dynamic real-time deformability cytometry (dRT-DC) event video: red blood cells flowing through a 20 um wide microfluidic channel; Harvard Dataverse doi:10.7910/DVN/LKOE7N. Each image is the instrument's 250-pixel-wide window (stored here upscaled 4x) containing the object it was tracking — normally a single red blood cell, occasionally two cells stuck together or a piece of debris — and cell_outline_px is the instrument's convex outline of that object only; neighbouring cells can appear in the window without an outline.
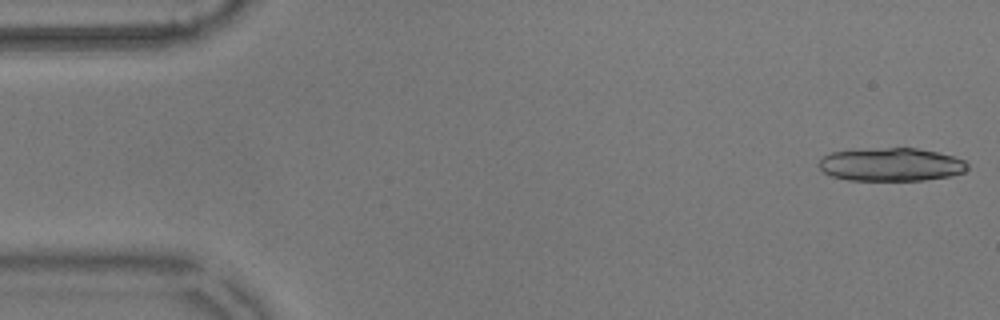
{"species": "common noctule bat (a hibernating species)", "species_latin": "Nyctalus noctula", "temperature_condition": "warm", "stored_images_in_passage": 54, "camera_frame_rate_fps": 3000, "um_per_image_px": 0.085, "animal": {"sex": "male", "body_mass_g": 17.9}, "frame": {"image": 1, "passage_image": 1, "time_ms": 0.0, "image_size_px": [1000, 320], "cell_outline_px": [[968, 168], [964, 172], [948, 176], [924, 180], [848, 180], [832, 176], [824, 172], [816, 164], [824, 156], [832, 152], [884, 148], [916, 148], [936, 152], [952, 156], [964, 160], [968, 164]], "centroid_in_image_um": [75.74, 13.99], "position_along_channel_um": 9.3, "area_um2": 28.5}}
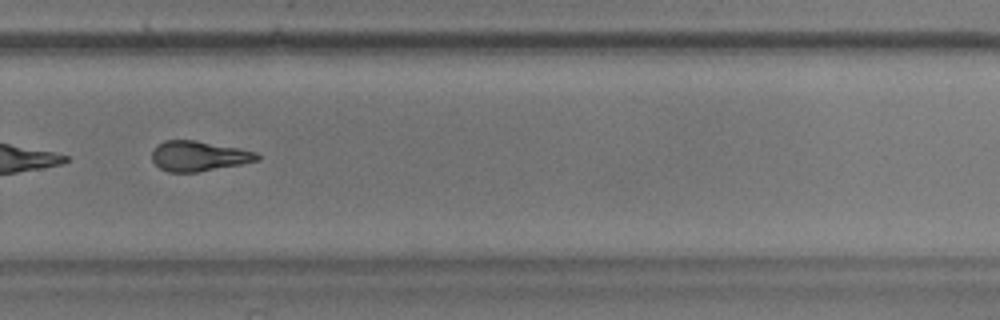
{"frame": {"image": 2, "passage_image": 37, "time_ms": 12.0, "image_size_px": [1000, 320], "cell_outline_px": [[260, 160], [240, 164], [196, 172], [168, 172], [160, 168], [152, 160], [152, 148], [156, 144], [164, 140], [196, 140], [240, 148], [256, 152], [260, 156]], "centroid_in_image_um": [16.86, 13.25], "position_along_channel_um": 312.9, "area_um2": 18.55}, "authors_computed_cell_mechanics": {"area_um2": 18.9295, "velocity_mm_per_s": 3.6251, "shape_relaxation_time_tau1_ms": null, "shape_relaxation_time_tau2_ms": 4.3655, "deformation_change_tau1": null, "deformation_change_tau2": 0.1493}}